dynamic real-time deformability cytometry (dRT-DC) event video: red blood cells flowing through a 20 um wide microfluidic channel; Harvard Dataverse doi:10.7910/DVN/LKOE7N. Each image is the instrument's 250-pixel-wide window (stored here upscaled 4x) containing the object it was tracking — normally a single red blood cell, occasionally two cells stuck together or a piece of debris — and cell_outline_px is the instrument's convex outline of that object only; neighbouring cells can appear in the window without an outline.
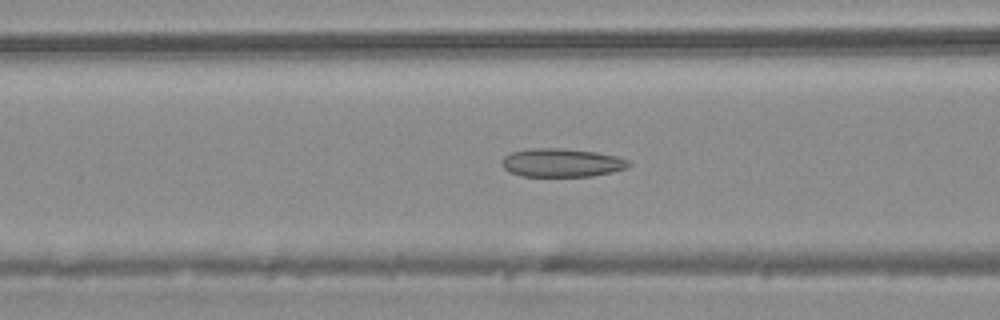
{"species": "common noctule bat (a hibernating species)", "species_latin": "Nyctalus noctula", "temperature_condition": "warm", "stored_images_in_passage": 42, "camera_frame_rate_fps": 3000, "um_per_image_px": 0.085, "animal": {"sex": "male", "body_mass_g": 20.4}, "frame": {"image": 1, "passage_image": 17, "time_ms": 5.333, "image_size_px": [1000, 320], "cell_outline_px": [[632, 164], [628, 168], [612, 172], [592, 176], [520, 176], [508, 172], [500, 164], [500, 160], [504, 156], [512, 152], [532, 148], [564, 148], [596, 152], [616, 156], [628, 160]], "centroid_in_image_um": [47.72, 13.83], "position_along_channel_um": 118.9, "area_um2": 21.27}}
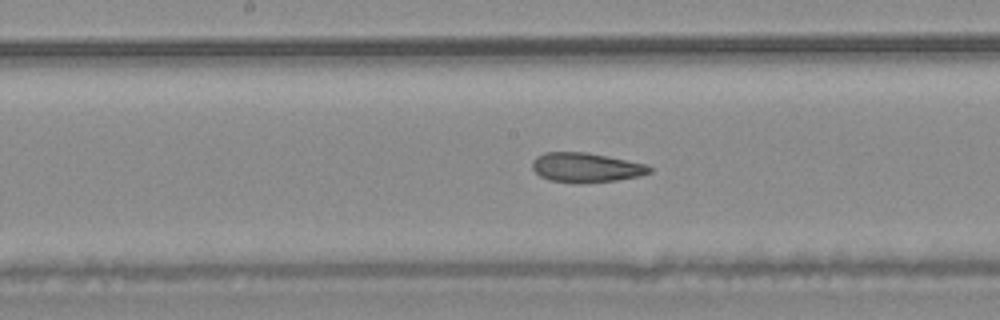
{"frame": {"image": 2, "passage_image": 22, "time_ms": 7.0, "image_size_px": [1000, 320], "cell_outline_px": [[652, 172], [640, 176], [616, 180], [576, 184], [548, 180], [540, 176], [532, 168], [532, 160], [536, 156], [544, 152], [588, 152], [648, 164], [652, 168]], "centroid_in_image_um": [49.81, 14.24], "position_along_channel_um": 198.4, "area_um2": 20.52}}
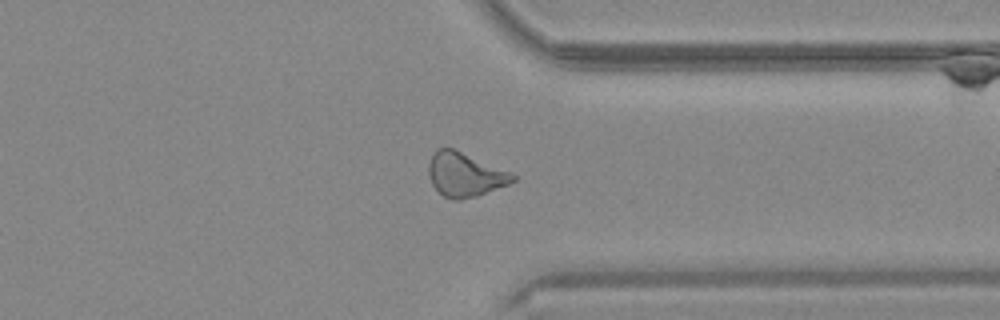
{"frame": {"image": 3, "passage_image": 33, "time_ms": 10.667, "image_size_px": [1000, 320], "cell_outline_px": [[516, 180], [508, 184], [476, 196], [460, 200], [452, 200], [444, 196], [432, 184], [428, 172], [428, 164], [436, 148], [452, 148], [508, 172], [516, 176]], "centroid_in_image_um": [39.47, 14.85], "position_along_channel_um": 371.9, "area_um2": 21.04}}